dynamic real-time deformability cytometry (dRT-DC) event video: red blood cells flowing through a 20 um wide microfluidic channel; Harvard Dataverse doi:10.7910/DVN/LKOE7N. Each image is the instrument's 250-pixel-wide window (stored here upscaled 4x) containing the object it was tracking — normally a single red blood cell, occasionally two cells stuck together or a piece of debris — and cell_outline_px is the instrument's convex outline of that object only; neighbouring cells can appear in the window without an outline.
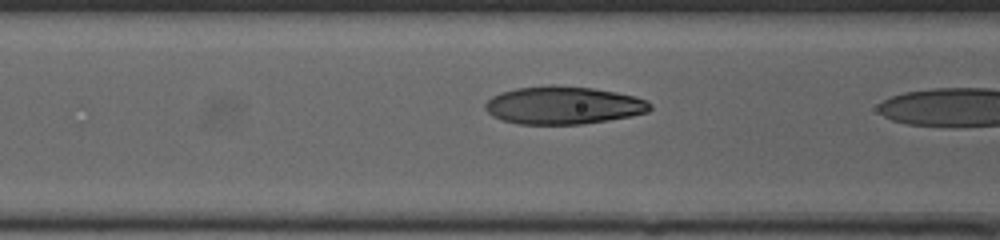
{"species": "human", "species_latin": "Homo sapiens", "temperature_condition": "cold", "stored_images_in_passage": 16, "camera_frame_rate_fps": 3000, "um_per_image_px": 0.085, "donor": {"sex": "female"}, "frame": {"image": 1, "passage_image": 15, "time_ms": 4.667, "image_size_px": [1000, 240], "cell_outline_px": [[652, 108], [648, 112], [632, 116], [608, 120], [580, 124], [520, 124], [504, 120], [492, 116], [484, 108], [484, 104], [492, 96], [500, 92], [516, 88], [548, 84], [552, 84], [592, 88], [616, 92], [636, 96], [648, 100], [652, 104]], "centroid_in_image_um": [47.9, 8.94], "position_along_channel_um": 118.7, "area_um2": 36.65}}